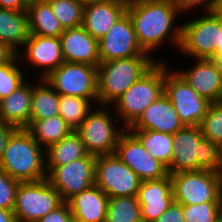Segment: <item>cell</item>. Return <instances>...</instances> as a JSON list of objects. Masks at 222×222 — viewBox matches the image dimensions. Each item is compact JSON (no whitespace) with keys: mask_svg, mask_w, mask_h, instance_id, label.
Segmentation results:
<instances>
[{"mask_svg":"<svg viewBox=\"0 0 222 222\" xmlns=\"http://www.w3.org/2000/svg\"><path fill=\"white\" fill-rule=\"evenodd\" d=\"M126 13L145 53L154 55L167 42L178 50L181 22L176 19L181 12L172 0H128Z\"/></svg>","mask_w":222,"mask_h":222,"instance_id":"obj_1","label":"cell"},{"mask_svg":"<svg viewBox=\"0 0 222 222\" xmlns=\"http://www.w3.org/2000/svg\"><path fill=\"white\" fill-rule=\"evenodd\" d=\"M173 140L168 174L202 169L221 173L219 146L205 139L199 126H184L173 134Z\"/></svg>","mask_w":222,"mask_h":222,"instance_id":"obj_2","label":"cell"},{"mask_svg":"<svg viewBox=\"0 0 222 222\" xmlns=\"http://www.w3.org/2000/svg\"><path fill=\"white\" fill-rule=\"evenodd\" d=\"M157 62L164 60L147 53L144 56L100 62L97 67L96 83L98 105L111 106Z\"/></svg>","mask_w":222,"mask_h":222,"instance_id":"obj_3","label":"cell"},{"mask_svg":"<svg viewBox=\"0 0 222 222\" xmlns=\"http://www.w3.org/2000/svg\"><path fill=\"white\" fill-rule=\"evenodd\" d=\"M0 167L20 182L45 179V150L26 128H16L8 138Z\"/></svg>","mask_w":222,"mask_h":222,"instance_id":"obj_4","label":"cell"},{"mask_svg":"<svg viewBox=\"0 0 222 222\" xmlns=\"http://www.w3.org/2000/svg\"><path fill=\"white\" fill-rule=\"evenodd\" d=\"M165 61L157 62L112 105L120 123L129 128L145 109L164 94Z\"/></svg>","mask_w":222,"mask_h":222,"instance_id":"obj_5","label":"cell"},{"mask_svg":"<svg viewBox=\"0 0 222 222\" xmlns=\"http://www.w3.org/2000/svg\"><path fill=\"white\" fill-rule=\"evenodd\" d=\"M110 107L99 105L92 109L76 130L90 155L114 154L120 136L127 130L124 126L120 128L116 125L120 120L110 112L113 111Z\"/></svg>","mask_w":222,"mask_h":222,"instance_id":"obj_6","label":"cell"},{"mask_svg":"<svg viewBox=\"0 0 222 222\" xmlns=\"http://www.w3.org/2000/svg\"><path fill=\"white\" fill-rule=\"evenodd\" d=\"M174 201L181 205L222 202V174L202 169L170 174Z\"/></svg>","mask_w":222,"mask_h":222,"instance_id":"obj_7","label":"cell"},{"mask_svg":"<svg viewBox=\"0 0 222 222\" xmlns=\"http://www.w3.org/2000/svg\"><path fill=\"white\" fill-rule=\"evenodd\" d=\"M62 199L47 178L20 182L13 212L18 222H36L57 208Z\"/></svg>","mask_w":222,"mask_h":222,"instance_id":"obj_8","label":"cell"},{"mask_svg":"<svg viewBox=\"0 0 222 222\" xmlns=\"http://www.w3.org/2000/svg\"><path fill=\"white\" fill-rule=\"evenodd\" d=\"M205 13V14H204ZM181 22L179 52L192 59H210L216 51L220 19L212 12Z\"/></svg>","mask_w":222,"mask_h":222,"instance_id":"obj_9","label":"cell"},{"mask_svg":"<svg viewBox=\"0 0 222 222\" xmlns=\"http://www.w3.org/2000/svg\"><path fill=\"white\" fill-rule=\"evenodd\" d=\"M165 60L164 94L184 126H199L211 104L201 97ZM169 64V65H168Z\"/></svg>","mask_w":222,"mask_h":222,"instance_id":"obj_10","label":"cell"},{"mask_svg":"<svg viewBox=\"0 0 222 222\" xmlns=\"http://www.w3.org/2000/svg\"><path fill=\"white\" fill-rule=\"evenodd\" d=\"M44 79L59 95L98 100L95 66L64 62Z\"/></svg>","mask_w":222,"mask_h":222,"instance_id":"obj_11","label":"cell"},{"mask_svg":"<svg viewBox=\"0 0 222 222\" xmlns=\"http://www.w3.org/2000/svg\"><path fill=\"white\" fill-rule=\"evenodd\" d=\"M95 185L108 197H137L142 180L115 154L96 156Z\"/></svg>","mask_w":222,"mask_h":222,"instance_id":"obj_12","label":"cell"},{"mask_svg":"<svg viewBox=\"0 0 222 222\" xmlns=\"http://www.w3.org/2000/svg\"><path fill=\"white\" fill-rule=\"evenodd\" d=\"M96 156L74 160L63 166L45 167L47 180L60 194L62 201L67 202L74 195L95 185Z\"/></svg>","mask_w":222,"mask_h":222,"instance_id":"obj_13","label":"cell"},{"mask_svg":"<svg viewBox=\"0 0 222 222\" xmlns=\"http://www.w3.org/2000/svg\"><path fill=\"white\" fill-rule=\"evenodd\" d=\"M114 154L142 181L159 180L168 175L167 168L154 159L128 129L120 136Z\"/></svg>","mask_w":222,"mask_h":222,"instance_id":"obj_14","label":"cell"},{"mask_svg":"<svg viewBox=\"0 0 222 222\" xmlns=\"http://www.w3.org/2000/svg\"><path fill=\"white\" fill-rule=\"evenodd\" d=\"M100 62L144 56L139 45L132 21L126 13L98 40Z\"/></svg>","mask_w":222,"mask_h":222,"instance_id":"obj_15","label":"cell"},{"mask_svg":"<svg viewBox=\"0 0 222 222\" xmlns=\"http://www.w3.org/2000/svg\"><path fill=\"white\" fill-rule=\"evenodd\" d=\"M21 50L17 55L20 62L26 61L23 63V67L29 65L28 67L32 68L33 66L36 70H39L38 68L40 67L41 70H39L37 77L41 79H44L51 71L57 69L65 62L62 55L60 37L29 35ZM25 63L29 64L26 65Z\"/></svg>","mask_w":222,"mask_h":222,"instance_id":"obj_16","label":"cell"},{"mask_svg":"<svg viewBox=\"0 0 222 222\" xmlns=\"http://www.w3.org/2000/svg\"><path fill=\"white\" fill-rule=\"evenodd\" d=\"M186 70H175L201 97L211 103L222 101V63L213 59H194ZM179 70V71H178Z\"/></svg>","mask_w":222,"mask_h":222,"instance_id":"obj_17","label":"cell"},{"mask_svg":"<svg viewBox=\"0 0 222 222\" xmlns=\"http://www.w3.org/2000/svg\"><path fill=\"white\" fill-rule=\"evenodd\" d=\"M128 0H95L84 5L82 27L96 40L126 14Z\"/></svg>","mask_w":222,"mask_h":222,"instance_id":"obj_18","label":"cell"},{"mask_svg":"<svg viewBox=\"0 0 222 222\" xmlns=\"http://www.w3.org/2000/svg\"><path fill=\"white\" fill-rule=\"evenodd\" d=\"M141 219L153 222L174 202L170 174L159 180H144L137 194Z\"/></svg>","mask_w":222,"mask_h":222,"instance_id":"obj_19","label":"cell"},{"mask_svg":"<svg viewBox=\"0 0 222 222\" xmlns=\"http://www.w3.org/2000/svg\"><path fill=\"white\" fill-rule=\"evenodd\" d=\"M60 40L65 62L98 67L100 63L98 40L82 26L65 29L60 35Z\"/></svg>","mask_w":222,"mask_h":222,"instance_id":"obj_20","label":"cell"},{"mask_svg":"<svg viewBox=\"0 0 222 222\" xmlns=\"http://www.w3.org/2000/svg\"><path fill=\"white\" fill-rule=\"evenodd\" d=\"M184 127L172 102L163 94L151 103L128 130H153L175 134Z\"/></svg>","mask_w":222,"mask_h":222,"instance_id":"obj_21","label":"cell"},{"mask_svg":"<svg viewBox=\"0 0 222 222\" xmlns=\"http://www.w3.org/2000/svg\"><path fill=\"white\" fill-rule=\"evenodd\" d=\"M108 198L96 185L74 195L67 201L74 222H105Z\"/></svg>","mask_w":222,"mask_h":222,"instance_id":"obj_22","label":"cell"},{"mask_svg":"<svg viewBox=\"0 0 222 222\" xmlns=\"http://www.w3.org/2000/svg\"><path fill=\"white\" fill-rule=\"evenodd\" d=\"M27 79L9 96L0 100V121L15 128H27L30 125L31 99L33 84ZM29 82V83H28Z\"/></svg>","mask_w":222,"mask_h":222,"instance_id":"obj_23","label":"cell"},{"mask_svg":"<svg viewBox=\"0 0 222 222\" xmlns=\"http://www.w3.org/2000/svg\"><path fill=\"white\" fill-rule=\"evenodd\" d=\"M26 11L0 8V42L16 54L21 51L29 37Z\"/></svg>","mask_w":222,"mask_h":222,"instance_id":"obj_24","label":"cell"},{"mask_svg":"<svg viewBox=\"0 0 222 222\" xmlns=\"http://www.w3.org/2000/svg\"><path fill=\"white\" fill-rule=\"evenodd\" d=\"M26 14L30 35L60 37L65 30L46 0H29Z\"/></svg>","mask_w":222,"mask_h":222,"instance_id":"obj_25","label":"cell"},{"mask_svg":"<svg viewBox=\"0 0 222 222\" xmlns=\"http://www.w3.org/2000/svg\"><path fill=\"white\" fill-rule=\"evenodd\" d=\"M88 152L76 131L45 149V167L63 166L86 157Z\"/></svg>","mask_w":222,"mask_h":222,"instance_id":"obj_26","label":"cell"},{"mask_svg":"<svg viewBox=\"0 0 222 222\" xmlns=\"http://www.w3.org/2000/svg\"><path fill=\"white\" fill-rule=\"evenodd\" d=\"M32 87L30 124L59 115V94L47 83L45 79L36 78Z\"/></svg>","mask_w":222,"mask_h":222,"instance_id":"obj_27","label":"cell"},{"mask_svg":"<svg viewBox=\"0 0 222 222\" xmlns=\"http://www.w3.org/2000/svg\"><path fill=\"white\" fill-rule=\"evenodd\" d=\"M26 129L44 150L73 132L60 115L35 120Z\"/></svg>","mask_w":222,"mask_h":222,"instance_id":"obj_28","label":"cell"},{"mask_svg":"<svg viewBox=\"0 0 222 222\" xmlns=\"http://www.w3.org/2000/svg\"><path fill=\"white\" fill-rule=\"evenodd\" d=\"M143 145L145 150L166 168L173 156V134L153 130H129Z\"/></svg>","mask_w":222,"mask_h":222,"instance_id":"obj_29","label":"cell"},{"mask_svg":"<svg viewBox=\"0 0 222 222\" xmlns=\"http://www.w3.org/2000/svg\"><path fill=\"white\" fill-rule=\"evenodd\" d=\"M92 102L98 105V100L59 95V115L73 131H76L88 113L93 109L92 107L95 106Z\"/></svg>","mask_w":222,"mask_h":222,"instance_id":"obj_30","label":"cell"},{"mask_svg":"<svg viewBox=\"0 0 222 222\" xmlns=\"http://www.w3.org/2000/svg\"><path fill=\"white\" fill-rule=\"evenodd\" d=\"M138 199L135 196L109 197L105 222H141Z\"/></svg>","mask_w":222,"mask_h":222,"instance_id":"obj_31","label":"cell"},{"mask_svg":"<svg viewBox=\"0 0 222 222\" xmlns=\"http://www.w3.org/2000/svg\"><path fill=\"white\" fill-rule=\"evenodd\" d=\"M64 29L82 26L84 5L75 0H46Z\"/></svg>","mask_w":222,"mask_h":222,"instance_id":"obj_32","label":"cell"},{"mask_svg":"<svg viewBox=\"0 0 222 222\" xmlns=\"http://www.w3.org/2000/svg\"><path fill=\"white\" fill-rule=\"evenodd\" d=\"M21 64L16 54L9 62L0 66V100L9 96L27 80L23 72L25 68L22 70Z\"/></svg>","mask_w":222,"mask_h":222,"instance_id":"obj_33","label":"cell"},{"mask_svg":"<svg viewBox=\"0 0 222 222\" xmlns=\"http://www.w3.org/2000/svg\"><path fill=\"white\" fill-rule=\"evenodd\" d=\"M199 127L205 139L222 145V101L210 104Z\"/></svg>","mask_w":222,"mask_h":222,"instance_id":"obj_34","label":"cell"},{"mask_svg":"<svg viewBox=\"0 0 222 222\" xmlns=\"http://www.w3.org/2000/svg\"><path fill=\"white\" fill-rule=\"evenodd\" d=\"M185 222H217L222 216V202L183 205Z\"/></svg>","mask_w":222,"mask_h":222,"instance_id":"obj_35","label":"cell"},{"mask_svg":"<svg viewBox=\"0 0 222 222\" xmlns=\"http://www.w3.org/2000/svg\"><path fill=\"white\" fill-rule=\"evenodd\" d=\"M19 183L0 167V209L13 211Z\"/></svg>","mask_w":222,"mask_h":222,"instance_id":"obj_36","label":"cell"},{"mask_svg":"<svg viewBox=\"0 0 222 222\" xmlns=\"http://www.w3.org/2000/svg\"><path fill=\"white\" fill-rule=\"evenodd\" d=\"M176 7L180 10L182 15L187 14V11L190 10L197 11L201 10L202 12H209L212 11L214 3L216 0H172ZM202 6V7H201ZM194 8V9H193ZM184 12V13H183Z\"/></svg>","mask_w":222,"mask_h":222,"instance_id":"obj_37","label":"cell"},{"mask_svg":"<svg viewBox=\"0 0 222 222\" xmlns=\"http://www.w3.org/2000/svg\"><path fill=\"white\" fill-rule=\"evenodd\" d=\"M36 222H74V218L68 203L63 201L57 208Z\"/></svg>","mask_w":222,"mask_h":222,"instance_id":"obj_38","label":"cell"},{"mask_svg":"<svg viewBox=\"0 0 222 222\" xmlns=\"http://www.w3.org/2000/svg\"><path fill=\"white\" fill-rule=\"evenodd\" d=\"M153 222H185L183 215V205L173 202L161 216Z\"/></svg>","mask_w":222,"mask_h":222,"instance_id":"obj_39","label":"cell"},{"mask_svg":"<svg viewBox=\"0 0 222 222\" xmlns=\"http://www.w3.org/2000/svg\"><path fill=\"white\" fill-rule=\"evenodd\" d=\"M16 128L12 125H9L5 122L0 121V161L3 157V153L5 150L6 143L8 141V138L10 137L11 133Z\"/></svg>","mask_w":222,"mask_h":222,"instance_id":"obj_40","label":"cell"},{"mask_svg":"<svg viewBox=\"0 0 222 222\" xmlns=\"http://www.w3.org/2000/svg\"><path fill=\"white\" fill-rule=\"evenodd\" d=\"M29 0H0V8L26 11Z\"/></svg>","mask_w":222,"mask_h":222,"instance_id":"obj_41","label":"cell"},{"mask_svg":"<svg viewBox=\"0 0 222 222\" xmlns=\"http://www.w3.org/2000/svg\"><path fill=\"white\" fill-rule=\"evenodd\" d=\"M15 55L16 53L12 49L0 42V66L9 62Z\"/></svg>","mask_w":222,"mask_h":222,"instance_id":"obj_42","label":"cell"},{"mask_svg":"<svg viewBox=\"0 0 222 222\" xmlns=\"http://www.w3.org/2000/svg\"><path fill=\"white\" fill-rule=\"evenodd\" d=\"M217 47L215 54L210 58L214 61L222 63V21L220 20V30H218Z\"/></svg>","mask_w":222,"mask_h":222,"instance_id":"obj_43","label":"cell"},{"mask_svg":"<svg viewBox=\"0 0 222 222\" xmlns=\"http://www.w3.org/2000/svg\"><path fill=\"white\" fill-rule=\"evenodd\" d=\"M0 222H18L13 211L0 209Z\"/></svg>","mask_w":222,"mask_h":222,"instance_id":"obj_44","label":"cell"},{"mask_svg":"<svg viewBox=\"0 0 222 222\" xmlns=\"http://www.w3.org/2000/svg\"><path fill=\"white\" fill-rule=\"evenodd\" d=\"M212 12L222 21V0H216Z\"/></svg>","mask_w":222,"mask_h":222,"instance_id":"obj_45","label":"cell"},{"mask_svg":"<svg viewBox=\"0 0 222 222\" xmlns=\"http://www.w3.org/2000/svg\"><path fill=\"white\" fill-rule=\"evenodd\" d=\"M75 1L80 2V3H82L83 5H85V4H88V3L93 2V1H95V0H75Z\"/></svg>","mask_w":222,"mask_h":222,"instance_id":"obj_46","label":"cell"},{"mask_svg":"<svg viewBox=\"0 0 222 222\" xmlns=\"http://www.w3.org/2000/svg\"><path fill=\"white\" fill-rule=\"evenodd\" d=\"M220 150V164H221V174H222V145L219 147Z\"/></svg>","mask_w":222,"mask_h":222,"instance_id":"obj_47","label":"cell"},{"mask_svg":"<svg viewBox=\"0 0 222 222\" xmlns=\"http://www.w3.org/2000/svg\"><path fill=\"white\" fill-rule=\"evenodd\" d=\"M217 222H222V216L219 218V220Z\"/></svg>","mask_w":222,"mask_h":222,"instance_id":"obj_48","label":"cell"}]
</instances>
